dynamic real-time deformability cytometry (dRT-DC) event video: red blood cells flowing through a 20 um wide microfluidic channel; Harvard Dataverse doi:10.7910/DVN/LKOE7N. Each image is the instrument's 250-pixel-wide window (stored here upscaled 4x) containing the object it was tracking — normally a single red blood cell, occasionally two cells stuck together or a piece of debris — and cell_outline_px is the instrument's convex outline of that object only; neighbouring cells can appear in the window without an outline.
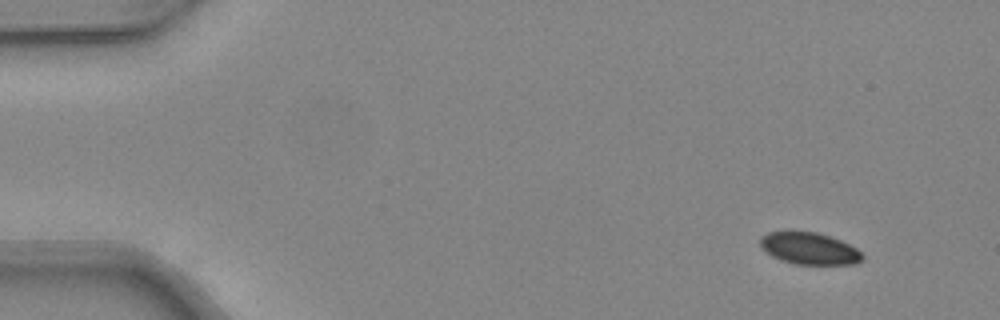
{"species": "common noctule bat (a hibernating species)", "species_latin": "Nyctalus noctula", "temperature_condition": "warm", "stored_images_in_passage": 45, "camera_frame_rate_fps": 3000, "um_per_image_px": 0.085, "animal": {"sex": "female", "body_mass_g": 24.6, "forearm_length_mm": 56.2}, "frame": {"image": 1, "passage_image": 1, "time_ms": 0.0, "image_size_px": [1000, 320], "cell_outline_px": [[864, 260], [856, 264], [796, 264], [780, 260], [772, 256], [760, 244], [760, 236], [768, 232], [816, 232], [840, 240], [856, 248], [864, 256]], "centroid_in_image_um": [68.82, 21.13], "position_along_channel_um": 16.2, "area_um2": 18.79}}
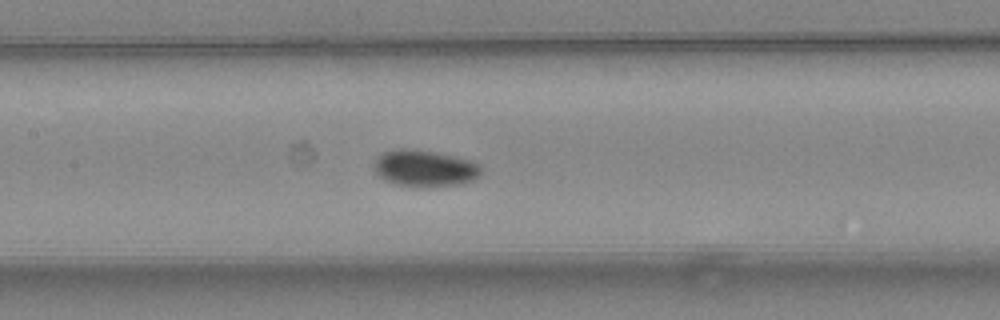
{"frame": {"image": 2, "passage_image": 20, "time_ms": 6.333, "image_size_px": [1000, 320], "cell_outline_px": [[480, 176], [472, 180], [460, 184], [432, 188], [412, 188], [396, 184], [384, 180], [376, 172], [376, 160], [384, 152], [432, 152], [468, 160], [480, 164]], "centroid_in_image_um": [36.17, 14.41], "position_along_channel_um": 171.2, "area_um2": 21.96}}
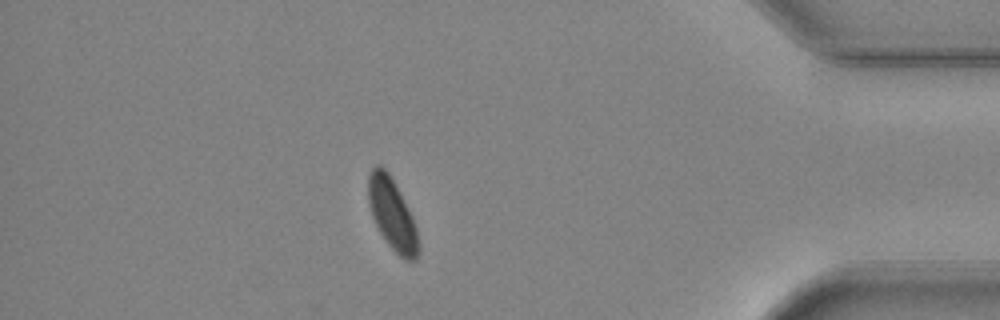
{"frame": {"image": 3, "passage_image": 39, "time_ms": 12.667, "image_size_px": [1000, 320], "cell_outline_px": [[420, 252], [416, 260], [404, 260], [388, 244], [380, 232], [372, 216], [368, 204], [368, 172], [376, 164], [380, 164], [388, 172], [400, 192], [412, 216], [416, 228], [420, 244]], "centroid_in_image_um": [33.34, 18.2], "position_along_channel_um": 401.9, "area_um2": 20.98}}